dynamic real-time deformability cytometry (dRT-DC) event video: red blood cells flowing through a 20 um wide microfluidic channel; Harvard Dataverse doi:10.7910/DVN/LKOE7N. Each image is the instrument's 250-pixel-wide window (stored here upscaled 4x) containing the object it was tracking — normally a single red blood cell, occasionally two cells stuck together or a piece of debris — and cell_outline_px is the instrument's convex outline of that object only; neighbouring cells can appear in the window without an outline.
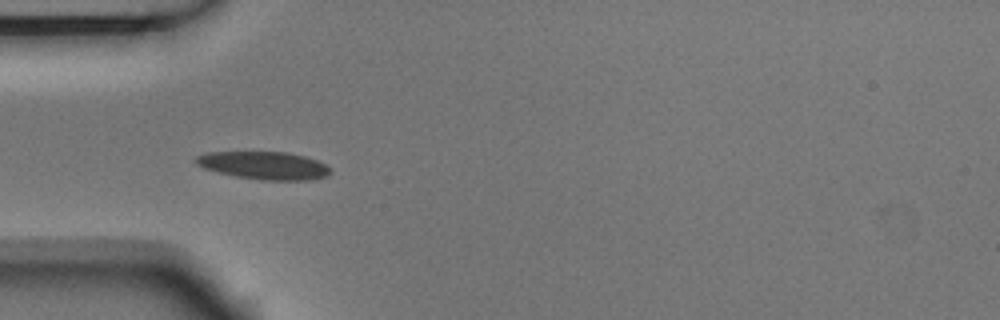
{"species": "Egyptian fruit bat (a non-hibernating species)", "species_latin": "Rousettus aegyptiacus", "temperature_condition": "room temperature", "stored_images_in_passage": 5, "camera_frame_rate_fps": 3000, "um_per_image_px": 0.085, "animal": {"sex": "male"}, "frame": {"image": 1, "passage_image": 5, "time_ms": 1.333, "image_size_px": [1000, 320], "cell_outline_px": [[332, 172], [328, 176], [312, 180], [260, 180], [236, 176], [204, 168], [196, 164], [196, 156], [208, 152], [288, 152], [304, 156], [316, 160], [324, 164]], "centroid_in_image_um": [22.47, 14.07], "position_along_channel_um": 62.5, "area_um2": 21.68}}